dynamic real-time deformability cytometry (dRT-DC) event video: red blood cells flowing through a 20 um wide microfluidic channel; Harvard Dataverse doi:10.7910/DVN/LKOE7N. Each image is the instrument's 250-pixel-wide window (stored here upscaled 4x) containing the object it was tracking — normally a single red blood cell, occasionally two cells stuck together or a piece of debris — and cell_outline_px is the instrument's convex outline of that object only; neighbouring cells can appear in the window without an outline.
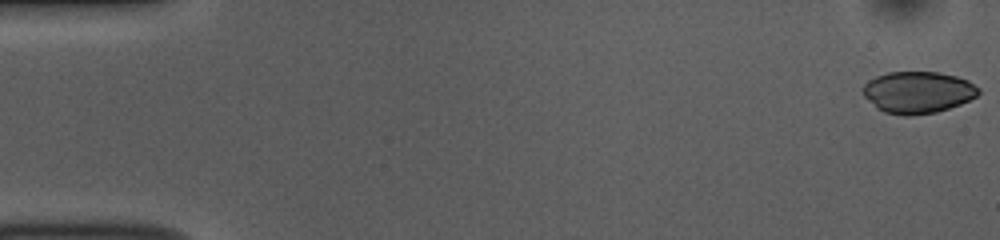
{"species": "common noctule bat (a hibernating species)", "species_latin": "Nyctalus noctula", "temperature_condition": "room temperature", "stored_images_in_passage": 52, "camera_frame_rate_fps": 3000, "um_per_image_px": 0.085, "animal": {"sex": "female", "body_mass_g": 10.0, "forearm_length_mm": 53.1}, "frame": {"image": 1, "passage_image": 1, "time_ms": 0.0, "image_size_px": [1000, 240], "cell_outline_px": [[980, 92], [976, 96], [960, 104], [936, 112], [912, 116], [904, 116], [884, 112], [876, 108], [864, 96], [864, 84], [868, 80], [876, 76], [888, 72], [936, 72], [956, 76], [968, 80], [980, 88]], "centroid_in_image_um": [78.01, 7.85], "position_along_channel_um": 7.0, "area_um2": 28.15}}
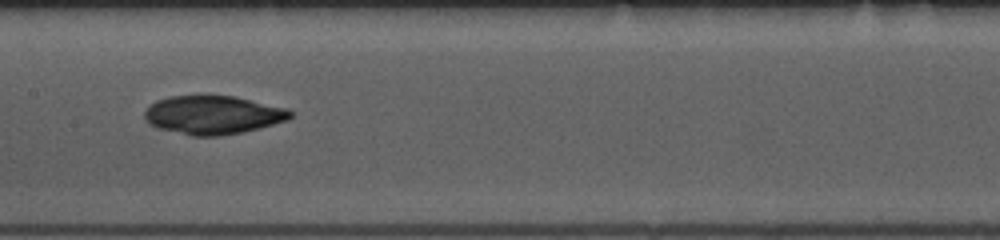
{"frame": {"image": 2, "passage_image": 26, "time_ms": 8.333, "image_size_px": [1000, 240], "cell_outline_px": [[292, 116], [288, 120], [244, 132], [220, 136], [192, 136], [156, 128], [148, 124], [144, 116], [144, 112], [156, 100], [168, 96], [236, 96], [288, 108], [292, 112]], "centroid_in_image_um": [18.11, 9.77], "position_along_channel_um": 189.3, "area_um2": 32.95}}
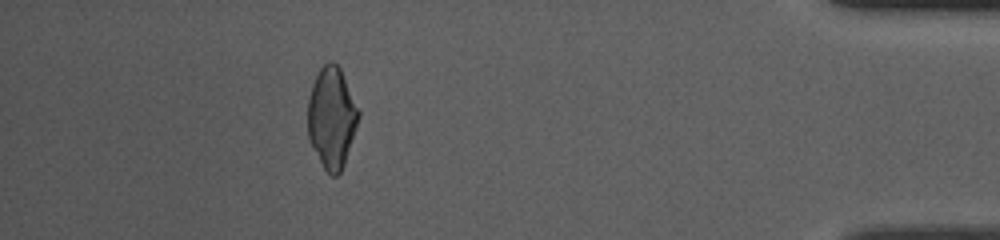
{"frame": {"image": 3, "passage_image": 47, "time_ms": 15.333, "image_size_px": [1000, 240], "cell_outline_px": [[360, 116], [344, 164], [340, 172], [336, 176], [332, 176], [324, 168], [308, 140], [308, 100], [312, 84], [320, 68], [328, 60], [332, 60], [340, 68], [360, 112]], "centroid_in_image_um": [28.19, 9.99], "position_along_channel_um": 407.0, "area_um2": 29.71}}